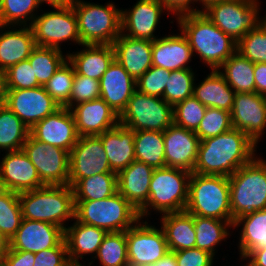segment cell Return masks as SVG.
<instances>
[{
	"instance_id": "obj_1",
	"label": "cell",
	"mask_w": 266,
	"mask_h": 266,
	"mask_svg": "<svg viewBox=\"0 0 266 266\" xmlns=\"http://www.w3.org/2000/svg\"><path fill=\"white\" fill-rule=\"evenodd\" d=\"M256 145L236 128L200 141L193 173L230 177L257 154Z\"/></svg>"
},
{
	"instance_id": "obj_2",
	"label": "cell",
	"mask_w": 266,
	"mask_h": 266,
	"mask_svg": "<svg viewBox=\"0 0 266 266\" xmlns=\"http://www.w3.org/2000/svg\"><path fill=\"white\" fill-rule=\"evenodd\" d=\"M175 19L190 44L194 60L200 58L199 62L209 70H218L237 51V42L203 12L183 14Z\"/></svg>"
},
{
	"instance_id": "obj_3",
	"label": "cell",
	"mask_w": 266,
	"mask_h": 266,
	"mask_svg": "<svg viewBox=\"0 0 266 266\" xmlns=\"http://www.w3.org/2000/svg\"><path fill=\"white\" fill-rule=\"evenodd\" d=\"M24 219L45 221L64 230L74 220V192L70 185H51L19 193Z\"/></svg>"
},
{
	"instance_id": "obj_4",
	"label": "cell",
	"mask_w": 266,
	"mask_h": 266,
	"mask_svg": "<svg viewBox=\"0 0 266 266\" xmlns=\"http://www.w3.org/2000/svg\"><path fill=\"white\" fill-rule=\"evenodd\" d=\"M190 176L191 172L184 169L155 168L149 186L148 201L139 211L140 219H153V213L158 216L185 211Z\"/></svg>"
},
{
	"instance_id": "obj_5",
	"label": "cell",
	"mask_w": 266,
	"mask_h": 266,
	"mask_svg": "<svg viewBox=\"0 0 266 266\" xmlns=\"http://www.w3.org/2000/svg\"><path fill=\"white\" fill-rule=\"evenodd\" d=\"M228 178L234 223L240 217L266 209V158L261 153Z\"/></svg>"
},
{
	"instance_id": "obj_6",
	"label": "cell",
	"mask_w": 266,
	"mask_h": 266,
	"mask_svg": "<svg viewBox=\"0 0 266 266\" xmlns=\"http://www.w3.org/2000/svg\"><path fill=\"white\" fill-rule=\"evenodd\" d=\"M185 211L199 217L227 220L233 225L229 178L192 172Z\"/></svg>"
},
{
	"instance_id": "obj_7",
	"label": "cell",
	"mask_w": 266,
	"mask_h": 266,
	"mask_svg": "<svg viewBox=\"0 0 266 266\" xmlns=\"http://www.w3.org/2000/svg\"><path fill=\"white\" fill-rule=\"evenodd\" d=\"M81 44L112 45L121 34V8L115 2L105 4L76 0L73 4Z\"/></svg>"
},
{
	"instance_id": "obj_8",
	"label": "cell",
	"mask_w": 266,
	"mask_h": 266,
	"mask_svg": "<svg viewBox=\"0 0 266 266\" xmlns=\"http://www.w3.org/2000/svg\"><path fill=\"white\" fill-rule=\"evenodd\" d=\"M74 219L108 232L126 231L139 220L135 209L118 191L102 200L74 201Z\"/></svg>"
},
{
	"instance_id": "obj_9",
	"label": "cell",
	"mask_w": 266,
	"mask_h": 266,
	"mask_svg": "<svg viewBox=\"0 0 266 266\" xmlns=\"http://www.w3.org/2000/svg\"><path fill=\"white\" fill-rule=\"evenodd\" d=\"M40 12L30 25L36 46L63 50L64 48L61 47L65 46L66 43L67 46L72 43L76 47L82 45L78 21L72 5L52 6L47 11L45 9Z\"/></svg>"
},
{
	"instance_id": "obj_10",
	"label": "cell",
	"mask_w": 266,
	"mask_h": 266,
	"mask_svg": "<svg viewBox=\"0 0 266 266\" xmlns=\"http://www.w3.org/2000/svg\"><path fill=\"white\" fill-rule=\"evenodd\" d=\"M261 3V0H221L203 13L221 31L238 42L263 20Z\"/></svg>"
},
{
	"instance_id": "obj_11",
	"label": "cell",
	"mask_w": 266,
	"mask_h": 266,
	"mask_svg": "<svg viewBox=\"0 0 266 266\" xmlns=\"http://www.w3.org/2000/svg\"><path fill=\"white\" fill-rule=\"evenodd\" d=\"M119 123L133 131H162L173 124V107L157 96L133 93L119 115Z\"/></svg>"
},
{
	"instance_id": "obj_12",
	"label": "cell",
	"mask_w": 266,
	"mask_h": 266,
	"mask_svg": "<svg viewBox=\"0 0 266 266\" xmlns=\"http://www.w3.org/2000/svg\"><path fill=\"white\" fill-rule=\"evenodd\" d=\"M156 223L140 219L126 230L129 266H152L169 251L164 231Z\"/></svg>"
},
{
	"instance_id": "obj_13",
	"label": "cell",
	"mask_w": 266,
	"mask_h": 266,
	"mask_svg": "<svg viewBox=\"0 0 266 266\" xmlns=\"http://www.w3.org/2000/svg\"><path fill=\"white\" fill-rule=\"evenodd\" d=\"M22 150L37 169L44 185H69V152L56 146H48L30 134Z\"/></svg>"
},
{
	"instance_id": "obj_14",
	"label": "cell",
	"mask_w": 266,
	"mask_h": 266,
	"mask_svg": "<svg viewBox=\"0 0 266 266\" xmlns=\"http://www.w3.org/2000/svg\"><path fill=\"white\" fill-rule=\"evenodd\" d=\"M163 16L174 19L170 24L175 22V17L158 0H137L130 8L121 7V34L153 41L161 36L157 31Z\"/></svg>"
},
{
	"instance_id": "obj_15",
	"label": "cell",
	"mask_w": 266,
	"mask_h": 266,
	"mask_svg": "<svg viewBox=\"0 0 266 266\" xmlns=\"http://www.w3.org/2000/svg\"><path fill=\"white\" fill-rule=\"evenodd\" d=\"M111 170L101 139L96 136H79L69 153V185L73 187L80 179Z\"/></svg>"
},
{
	"instance_id": "obj_16",
	"label": "cell",
	"mask_w": 266,
	"mask_h": 266,
	"mask_svg": "<svg viewBox=\"0 0 266 266\" xmlns=\"http://www.w3.org/2000/svg\"><path fill=\"white\" fill-rule=\"evenodd\" d=\"M4 105L20 118L29 130L60 108L43 86L6 89Z\"/></svg>"
},
{
	"instance_id": "obj_17",
	"label": "cell",
	"mask_w": 266,
	"mask_h": 266,
	"mask_svg": "<svg viewBox=\"0 0 266 266\" xmlns=\"http://www.w3.org/2000/svg\"><path fill=\"white\" fill-rule=\"evenodd\" d=\"M230 115L232 127L259 145L266 133V97L256 92L235 93Z\"/></svg>"
},
{
	"instance_id": "obj_18",
	"label": "cell",
	"mask_w": 266,
	"mask_h": 266,
	"mask_svg": "<svg viewBox=\"0 0 266 266\" xmlns=\"http://www.w3.org/2000/svg\"><path fill=\"white\" fill-rule=\"evenodd\" d=\"M30 135L48 146L60 147L70 153L79 134L71 109L60 107L30 129Z\"/></svg>"
},
{
	"instance_id": "obj_19",
	"label": "cell",
	"mask_w": 266,
	"mask_h": 266,
	"mask_svg": "<svg viewBox=\"0 0 266 266\" xmlns=\"http://www.w3.org/2000/svg\"><path fill=\"white\" fill-rule=\"evenodd\" d=\"M64 240V229L45 221L24 219L9 240L13 250L37 253L57 247Z\"/></svg>"
},
{
	"instance_id": "obj_20",
	"label": "cell",
	"mask_w": 266,
	"mask_h": 266,
	"mask_svg": "<svg viewBox=\"0 0 266 266\" xmlns=\"http://www.w3.org/2000/svg\"><path fill=\"white\" fill-rule=\"evenodd\" d=\"M165 167L193 172L200 144L195 131L172 124L163 132Z\"/></svg>"
},
{
	"instance_id": "obj_21",
	"label": "cell",
	"mask_w": 266,
	"mask_h": 266,
	"mask_svg": "<svg viewBox=\"0 0 266 266\" xmlns=\"http://www.w3.org/2000/svg\"><path fill=\"white\" fill-rule=\"evenodd\" d=\"M175 31L168 32L165 36L162 34L153 40L152 66L169 71L193 69L191 62L194 56L190 44L180 29L177 30L179 32Z\"/></svg>"
},
{
	"instance_id": "obj_22",
	"label": "cell",
	"mask_w": 266,
	"mask_h": 266,
	"mask_svg": "<svg viewBox=\"0 0 266 266\" xmlns=\"http://www.w3.org/2000/svg\"><path fill=\"white\" fill-rule=\"evenodd\" d=\"M0 156V174L10 191L20 193L45 186L22 149L3 152Z\"/></svg>"
},
{
	"instance_id": "obj_23",
	"label": "cell",
	"mask_w": 266,
	"mask_h": 266,
	"mask_svg": "<svg viewBox=\"0 0 266 266\" xmlns=\"http://www.w3.org/2000/svg\"><path fill=\"white\" fill-rule=\"evenodd\" d=\"M71 111L79 136H96L119 124V115L102 98L78 103Z\"/></svg>"
},
{
	"instance_id": "obj_24",
	"label": "cell",
	"mask_w": 266,
	"mask_h": 266,
	"mask_svg": "<svg viewBox=\"0 0 266 266\" xmlns=\"http://www.w3.org/2000/svg\"><path fill=\"white\" fill-rule=\"evenodd\" d=\"M106 234L107 232L99 227L87 225L74 219L64 230L69 262L89 264L96 256Z\"/></svg>"
},
{
	"instance_id": "obj_25",
	"label": "cell",
	"mask_w": 266,
	"mask_h": 266,
	"mask_svg": "<svg viewBox=\"0 0 266 266\" xmlns=\"http://www.w3.org/2000/svg\"><path fill=\"white\" fill-rule=\"evenodd\" d=\"M100 98L118 115L136 91V80L114 60L99 80Z\"/></svg>"
},
{
	"instance_id": "obj_26",
	"label": "cell",
	"mask_w": 266,
	"mask_h": 266,
	"mask_svg": "<svg viewBox=\"0 0 266 266\" xmlns=\"http://www.w3.org/2000/svg\"><path fill=\"white\" fill-rule=\"evenodd\" d=\"M153 41L127 37L123 34L112 44L115 60L137 80L152 67Z\"/></svg>"
},
{
	"instance_id": "obj_27",
	"label": "cell",
	"mask_w": 266,
	"mask_h": 266,
	"mask_svg": "<svg viewBox=\"0 0 266 266\" xmlns=\"http://www.w3.org/2000/svg\"><path fill=\"white\" fill-rule=\"evenodd\" d=\"M35 47L30 26L0 25V69L4 72L16 63L28 59Z\"/></svg>"
},
{
	"instance_id": "obj_28",
	"label": "cell",
	"mask_w": 266,
	"mask_h": 266,
	"mask_svg": "<svg viewBox=\"0 0 266 266\" xmlns=\"http://www.w3.org/2000/svg\"><path fill=\"white\" fill-rule=\"evenodd\" d=\"M154 169L144 162L134 160L117 174L118 192L138 211L148 201Z\"/></svg>"
},
{
	"instance_id": "obj_29",
	"label": "cell",
	"mask_w": 266,
	"mask_h": 266,
	"mask_svg": "<svg viewBox=\"0 0 266 266\" xmlns=\"http://www.w3.org/2000/svg\"><path fill=\"white\" fill-rule=\"evenodd\" d=\"M80 47L77 51H67L68 61L77 74L100 80L115 60L113 46L82 44Z\"/></svg>"
},
{
	"instance_id": "obj_30",
	"label": "cell",
	"mask_w": 266,
	"mask_h": 266,
	"mask_svg": "<svg viewBox=\"0 0 266 266\" xmlns=\"http://www.w3.org/2000/svg\"><path fill=\"white\" fill-rule=\"evenodd\" d=\"M97 136L101 139L113 172L118 174L135 160V131L132 129L119 123Z\"/></svg>"
},
{
	"instance_id": "obj_31",
	"label": "cell",
	"mask_w": 266,
	"mask_h": 266,
	"mask_svg": "<svg viewBox=\"0 0 266 266\" xmlns=\"http://www.w3.org/2000/svg\"><path fill=\"white\" fill-rule=\"evenodd\" d=\"M202 80L196 77L193 96L206 107H213L231 112L235 91L227 84L218 70H209ZM196 81H199L196 83Z\"/></svg>"
},
{
	"instance_id": "obj_32",
	"label": "cell",
	"mask_w": 266,
	"mask_h": 266,
	"mask_svg": "<svg viewBox=\"0 0 266 266\" xmlns=\"http://www.w3.org/2000/svg\"><path fill=\"white\" fill-rule=\"evenodd\" d=\"M241 227V228H240ZM237 230V231H236ZM239 230V231H238ZM238 232L236 246L238 260H243L251 251L266 247V209L240 217L233 224Z\"/></svg>"
},
{
	"instance_id": "obj_33",
	"label": "cell",
	"mask_w": 266,
	"mask_h": 266,
	"mask_svg": "<svg viewBox=\"0 0 266 266\" xmlns=\"http://www.w3.org/2000/svg\"><path fill=\"white\" fill-rule=\"evenodd\" d=\"M169 251L195 248L194 215L186 211L166 213L159 216Z\"/></svg>"
},
{
	"instance_id": "obj_34",
	"label": "cell",
	"mask_w": 266,
	"mask_h": 266,
	"mask_svg": "<svg viewBox=\"0 0 266 266\" xmlns=\"http://www.w3.org/2000/svg\"><path fill=\"white\" fill-rule=\"evenodd\" d=\"M195 248L204 250L217 258L218 246H222L234 233L233 225L227 220L194 215ZM231 230V231H230ZM222 243V244H221Z\"/></svg>"
},
{
	"instance_id": "obj_35",
	"label": "cell",
	"mask_w": 266,
	"mask_h": 266,
	"mask_svg": "<svg viewBox=\"0 0 266 266\" xmlns=\"http://www.w3.org/2000/svg\"><path fill=\"white\" fill-rule=\"evenodd\" d=\"M254 65L236 51L218 71L235 93L255 92Z\"/></svg>"
},
{
	"instance_id": "obj_36",
	"label": "cell",
	"mask_w": 266,
	"mask_h": 266,
	"mask_svg": "<svg viewBox=\"0 0 266 266\" xmlns=\"http://www.w3.org/2000/svg\"><path fill=\"white\" fill-rule=\"evenodd\" d=\"M135 160L153 168L165 167V145L162 131H136L134 138Z\"/></svg>"
},
{
	"instance_id": "obj_37",
	"label": "cell",
	"mask_w": 266,
	"mask_h": 266,
	"mask_svg": "<svg viewBox=\"0 0 266 266\" xmlns=\"http://www.w3.org/2000/svg\"><path fill=\"white\" fill-rule=\"evenodd\" d=\"M72 188L74 201L102 200L118 191L117 173H101L83 178Z\"/></svg>"
},
{
	"instance_id": "obj_38",
	"label": "cell",
	"mask_w": 266,
	"mask_h": 266,
	"mask_svg": "<svg viewBox=\"0 0 266 266\" xmlns=\"http://www.w3.org/2000/svg\"><path fill=\"white\" fill-rule=\"evenodd\" d=\"M30 130L8 107L0 106V153L21 150Z\"/></svg>"
},
{
	"instance_id": "obj_39",
	"label": "cell",
	"mask_w": 266,
	"mask_h": 266,
	"mask_svg": "<svg viewBox=\"0 0 266 266\" xmlns=\"http://www.w3.org/2000/svg\"><path fill=\"white\" fill-rule=\"evenodd\" d=\"M28 60L38 83L44 86L67 60V50L36 46Z\"/></svg>"
},
{
	"instance_id": "obj_40",
	"label": "cell",
	"mask_w": 266,
	"mask_h": 266,
	"mask_svg": "<svg viewBox=\"0 0 266 266\" xmlns=\"http://www.w3.org/2000/svg\"><path fill=\"white\" fill-rule=\"evenodd\" d=\"M42 6L39 0H0V25L30 26Z\"/></svg>"
},
{
	"instance_id": "obj_41",
	"label": "cell",
	"mask_w": 266,
	"mask_h": 266,
	"mask_svg": "<svg viewBox=\"0 0 266 266\" xmlns=\"http://www.w3.org/2000/svg\"><path fill=\"white\" fill-rule=\"evenodd\" d=\"M94 263L98 266H129L126 231L108 232L89 265L95 266Z\"/></svg>"
},
{
	"instance_id": "obj_42",
	"label": "cell",
	"mask_w": 266,
	"mask_h": 266,
	"mask_svg": "<svg viewBox=\"0 0 266 266\" xmlns=\"http://www.w3.org/2000/svg\"><path fill=\"white\" fill-rule=\"evenodd\" d=\"M197 70L180 69L170 71V78L167 81L162 99L174 107L188 97L193 96V86Z\"/></svg>"
},
{
	"instance_id": "obj_43",
	"label": "cell",
	"mask_w": 266,
	"mask_h": 266,
	"mask_svg": "<svg viewBox=\"0 0 266 266\" xmlns=\"http://www.w3.org/2000/svg\"><path fill=\"white\" fill-rule=\"evenodd\" d=\"M22 220L19 193L9 191L0 197V234L9 241L16 234Z\"/></svg>"
},
{
	"instance_id": "obj_44",
	"label": "cell",
	"mask_w": 266,
	"mask_h": 266,
	"mask_svg": "<svg viewBox=\"0 0 266 266\" xmlns=\"http://www.w3.org/2000/svg\"><path fill=\"white\" fill-rule=\"evenodd\" d=\"M237 52L252 63H266V21L261 20L237 42Z\"/></svg>"
},
{
	"instance_id": "obj_45",
	"label": "cell",
	"mask_w": 266,
	"mask_h": 266,
	"mask_svg": "<svg viewBox=\"0 0 266 266\" xmlns=\"http://www.w3.org/2000/svg\"><path fill=\"white\" fill-rule=\"evenodd\" d=\"M74 76L75 69L67 59L43 86L60 107H65L69 102Z\"/></svg>"
},
{
	"instance_id": "obj_46",
	"label": "cell",
	"mask_w": 266,
	"mask_h": 266,
	"mask_svg": "<svg viewBox=\"0 0 266 266\" xmlns=\"http://www.w3.org/2000/svg\"><path fill=\"white\" fill-rule=\"evenodd\" d=\"M207 107L194 96L173 107V123L187 130L196 131Z\"/></svg>"
},
{
	"instance_id": "obj_47",
	"label": "cell",
	"mask_w": 266,
	"mask_h": 266,
	"mask_svg": "<svg viewBox=\"0 0 266 266\" xmlns=\"http://www.w3.org/2000/svg\"><path fill=\"white\" fill-rule=\"evenodd\" d=\"M232 128L231 115L227 110L207 107L195 134L201 140L218 136Z\"/></svg>"
},
{
	"instance_id": "obj_48",
	"label": "cell",
	"mask_w": 266,
	"mask_h": 266,
	"mask_svg": "<svg viewBox=\"0 0 266 266\" xmlns=\"http://www.w3.org/2000/svg\"><path fill=\"white\" fill-rule=\"evenodd\" d=\"M170 71L152 66L136 80V90L140 93L162 98Z\"/></svg>"
},
{
	"instance_id": "obj_49",
	"label": "cell",
	"mask_w": 266,
	"mask_h": 266,
	"mask_svg": "<svg viewBox=\"0 0 266 266\" xmlns=\"http://www.w3.org/2000/svg\"><path fill=\"white\" fill-rule=\"evenodd\" d=\"M41 86L28 59L9 67L5 71L6 89H25Z\"/></svg>"
},
{
	"instance_id": "obj_50",
	"label": "cell",
	"mask_w": 266,
	"mask_h": 266,
	"mask_svg": "<svg viewBox=\"0 0 266 266\" xmlns=\"http://www.w3.org/2000/svg\"><path fill=\"white\" fill-rule=\"evenodd\" d=\"M98 98H100L99 80H95L75 72L70 99L65 107L71 109L78 103Z\"/></svg>"
},
{
	"instance_id": "obj_51",
	"label": "cell",
	"mask_w": 266,
	"mask_h": 266,
	"mask_svg": "<svg viewBox=\"0 0 266 266\" xmlns=\"http://www.w3.org/2000/svg\"><path fill=\"white\" fill-rule=\"evenodd\" d=\"M174 253L178 266H215L217 262L212 254L198 248L183 249Z\"/></svg>"
},
{
	"instance_id": "obj_52",
	"label": "cell",
	"mask_w": 266,
	"mask_h": 266,
	"mask_svg": "<svg viewBox=\"0 0 266 266\" xmlns=\"http://www.w3.org/2000/svg\"><path fill=\"white\" fill-rule=\"evenodd\" d=\"M69 264L67 247L63 240L57 247L35 253L33 266H68Z\"/></svg>"
},
{
	"instance_id": "obj_53",
	"label": "cell",
	"mask_w": 266,
	"mask_h": 266,
	"mask_svg": "<svg viewBox=\"0 0 266 266\" xmlns=\"http://www.w3.org/2000/svg\"><path fill=\"white\" fill-rule=\"evenodd\" d=\"M2 261L6 266H33L35 253L13 250L8 246L7 252L2 256Z\"/></svg>"
},
{
	"instance_id": "obj_54",
	"label": "cell",
	"mask_w": 266,
	"mask_h": 266,
	"mask_svg": "<svg viewBox=\"0 0 266 266\" xmlns=\"http://www.w3.org/2000/svg\"><path fill=\"white\" fill-rule=\"evenodd\" d=\"M175 18L189 13H196L195 0H158Z\"/></svg>"
},
{
	"instance_id": "obj_55",
	"label": "cell",
	"mask_w": 266,
	"mask_h": 266,
	"mask_svg": "<svg viewBox=\"0 0 266 266\" xmlns=\"http://www.w3.org/2000/svg\"><path fill=\"white\" fill-rule=\"evenodd\" d=\"M255 92L266 97V63H255Z\"/></svg>"
},
{
	"instance_id": "obj_56",
	"label": "cell",
	"mask_w": 266,
	"mask_h": 266,
	"mask_svg": "<svg viewBox=\"0 0 266 266\" xmlns=\"http://www.w3.org/2000/svg\"><path fill=\"white\" fill-rule=\"evenodd\" d=\"M243 260L249 266H266V247L251 251Z\"/></svg>"
},
{
	"instance_id": "obj_57",
	"label": "cell",
	"mask_w": 266,
	"mask_h": 266,
	"mask_svg": "<svg viewBox=\"0 0 266 266\" xmlns=\"http://www.w3.org/2000/svg\"><path fill=\"white\" fill-rule=\"evenodd\" d=\"M152 266H178L175 258V253L172 251H168L163 258L159 259Z\"/></svg>"
},
{
	"instance_id": "obj_58",
	"label": "cell",
	"mask_w": 266,
	"mask_h": 266,
	"mask_svg": "<svg viewBox=\"0 0 266 266\" xmlns=\"http://www.w3.org/2000/svg\"><path fill=\"white\" fill-rule=\"evenodd\" d=\"M42 5L52 6H71L76 0H39Z\"/></svg>"
},
{
	"instance_id": "obj_59",
	"label": "cell",
	"mask_w": 266,
	"mask_h": 266,
	"mask_svg": "<svg viewBox=\"0 0 266 266\" xmlns=\"http://www.w3.org/2000/svg\"><path fill=\"white\" fill-rule=\"evenodd\" d=\"M195 1H196V13H198L205 11L209 6L220 2L221 0H195Z\"/></svg>"
},
{
	"instance_id": "obj_60",
	"label": "cell",
	"mask_w": 266,
	"mask_h": 266,
	"mask_svg": "<svg viewBox=\"0 0 266 266\" xmlns=\"http://www.w3.org/2000/svg\"><path fill=\"white\" fill-rule=\"evenodd\" d=\"M6 87H5V72L0 69V106L5 103Z\"/></svg>"
},
{
	"instance_id": "obj_61",
	"label": "cell",
	"mask_w": 266,
	"mask_h": 266,
	"mask_svg": "<svg viewBox=\"0 0 266 266\" xmlns=\"http://www.w3.org/2000/svg\"><path fill=\"white\" fill-rule=\"evenodd\" d=\"M9 241L0 234V257L7 252Z\"/></svg>"
},
{
	"instance_id": "obj_62",
	"label": "cell",
	"mask_w": 266,
	"mask_h": 266,
	"mask_svg": "<svg viewBox=\"0 0 266 266\" xmlns=\"http://www.w3.org/2000/svg\"><path fill=\"white\" fill-rule=\"evenodd\" d=\"M9 191L10 190L6 182L2 179V176L0 174V197L5 196Z\"/></svg>"
},
{
	"instance_id": "obj_63",
	"label": "cell",
	"mask_w": 266,
	"mask_h": 266,
	"mask_svg": "<svg viewBox=\"0 0 266 266\" xmlns=\"http://www.w3.org/2000/svg\"><path fill=\"white\" fill-rule=\"evenodd\" d=\"M68 266H90L88 263H70Z\"/></svg>"
},
{
	"instance_id": "obj_64",
	"label": "cell",
	"mask_w": 266,
	"mask_h": 266,
	"mask_svg": "<svg viewBox=\"0 0 266 266\" xmlns=\"http://www.w3.org/2000/svg\"><path fill=\"white\" fill-rule=\"evenodd\" d=\"M241 266H249V265L244 260H241Z\"/></svg>"
},
{
	"instance_id": "obj_65",
	"label": "cell",
	"mask_w": 266,
	"mask_h": 266,
	"mask_svg": "<svg viewBox=\"0 0 266 266\" xmlns=\"http://www.w3.org/2000/svg\"><path fill=\"white\" fill-rule=\"evenodd\" d=\"M0 266H6V264L1 260Z\"/></svg>"
},
{
	"instance_id": "obj_66",
	"label": "cell",
	"mask_w": 266,
	"mask_h": 266,
	"mask_svg": "<svg viewBox=\"0 0 266 266\" xmlns=\"http://www.w3.org/2000/svg\"><path fill=\"white\" fill-rule=\"evenodd\" d=\"M263 20L266 21V14L263 16Z\"/></svg>"
}]
</instances>
